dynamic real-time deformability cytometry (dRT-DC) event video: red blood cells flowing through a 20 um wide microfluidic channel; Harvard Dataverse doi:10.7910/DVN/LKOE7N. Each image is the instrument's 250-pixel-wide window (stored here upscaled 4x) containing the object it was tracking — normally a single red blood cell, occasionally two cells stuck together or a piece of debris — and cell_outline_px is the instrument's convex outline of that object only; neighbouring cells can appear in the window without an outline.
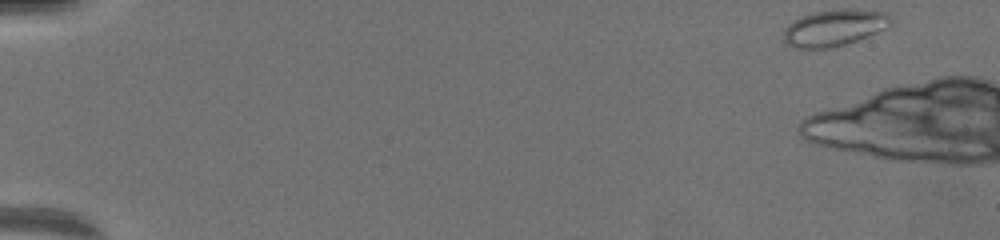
{"species": "common noctule bat (a hibernating species)", "species_latin": "Nyctalus noctula", "temperature_condition": "warm", "stored_images_in_passage": 17, "camera_frame_rate_fps": 3000, "um_per_image_px": 0.085, "animal": {"sex": "female", "body_mass_g": 19.5, "forearm_length_mm": 54.1}, "frame": {"image": 1, "passage_image": 1, "time_ms": 0.0, "image_size_px": [1000, 240], "cell_outline_px": [[892, 16], [888, 24], [884, 28], [876, 32], [856, 40], [844, 44], [828, 48], [792, 48], [784, 40], [784, 28], [788, 24], [804, 16], [816, 12], [888, 12]], "centroid_in_image_um": [70.84, 2.42], "position_along_channel_um": 14.2, "area_um2": 21.33}}